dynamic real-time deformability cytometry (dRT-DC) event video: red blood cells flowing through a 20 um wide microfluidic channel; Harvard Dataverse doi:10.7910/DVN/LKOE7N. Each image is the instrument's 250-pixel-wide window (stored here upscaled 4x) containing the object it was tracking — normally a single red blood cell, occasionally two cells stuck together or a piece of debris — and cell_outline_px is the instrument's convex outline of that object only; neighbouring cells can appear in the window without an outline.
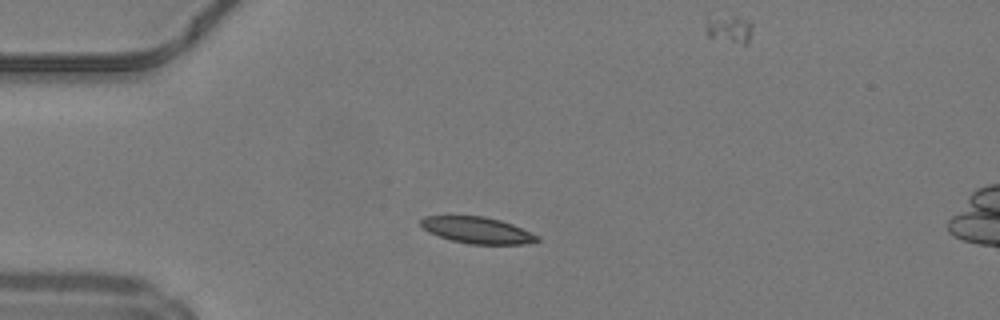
{"species": "common noctule bat (a hibernating species)", "species_latin": "Nyctalus noctula", "temperature_condition": "warm", "stored_images_in_passage": 38, "camera_frame_rate_fps": 3000, "um_per_image_px": 0.085, "animal": {"sex": "male", "body_mass_g": 19.2, "forearm_length_mm": 51.8}, "frame": {"image": 1, "passage_image": 1, "time_ms": 0.0, "image_size_px": [1000, 320], "cell_outline_px": [[540, 240], [524, 244], [468, 244], [452, 240], [428, 232], [420, 224], [420, 220], [424, 216], [484, 216], [500, 220], [512, 224], [540, 236]], "centroid_in_image_um": [40.58, 19.57], "position_along_channel_um": 44.4, "area_um2": 17.86}}
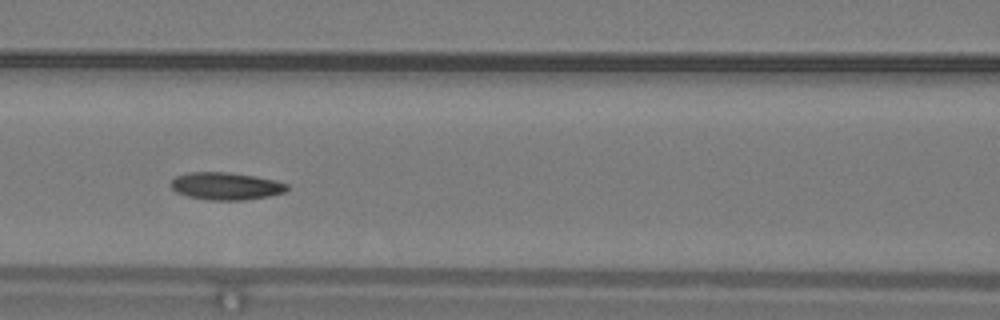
{"frame": {"image": 2, "passage_image": 10, "time_ms": 3.0, "image_size_px": [1000, 320], "cell_outline_px": [[288, 188], [284, 192], [268, 196], [244, 200], [208, 200], [188, 196], [176, 192], [168, 184], [176, 176], [188, 172], [228, 172], [256, 176], [276, 180], [288, 184]], "centroid_in_image_um": [19.18, 15.81], "position_along_channel_um": 147.4, "area_um2": 18.67}}
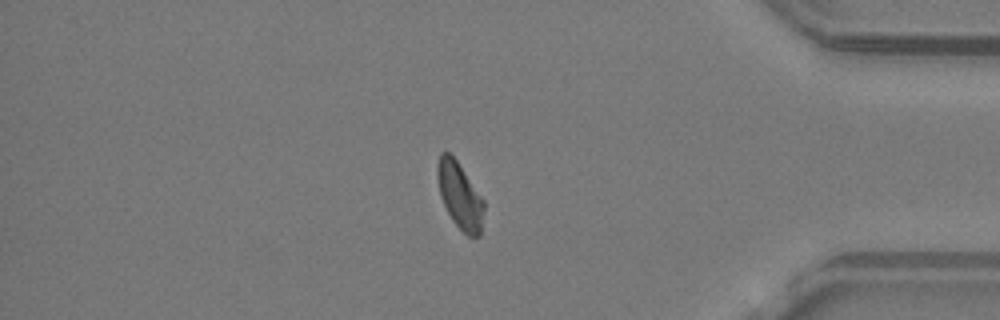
{"frame": {"image": 3, "passage_image": 30, "time_ms": 9.667, "image_size_px": [1000, 320], "cell_outline_px": [[484, 208], [480, 236], [468, 236], [452, 220], [440, 196], [436, 176], [436, 164], [440, 152], [448, 152], [456, 160], [484, 200]], "centroid_in_image_um": [39.06, 16.6], "position_along_channel_um": 396.1, "area_um2": 17.86}, "authors_computed_cell_mechanics": {"area_um2": 18.1781, "velocity_mm_per_s": 4.1918, "shape_relaxation_time_tau1_ms": 4.1175, "shape_relaxation_time_tau2_ms": 3.8963, "deformation_change_tau1": 0.1162, "deformation_change_tau2": 0.1018}}